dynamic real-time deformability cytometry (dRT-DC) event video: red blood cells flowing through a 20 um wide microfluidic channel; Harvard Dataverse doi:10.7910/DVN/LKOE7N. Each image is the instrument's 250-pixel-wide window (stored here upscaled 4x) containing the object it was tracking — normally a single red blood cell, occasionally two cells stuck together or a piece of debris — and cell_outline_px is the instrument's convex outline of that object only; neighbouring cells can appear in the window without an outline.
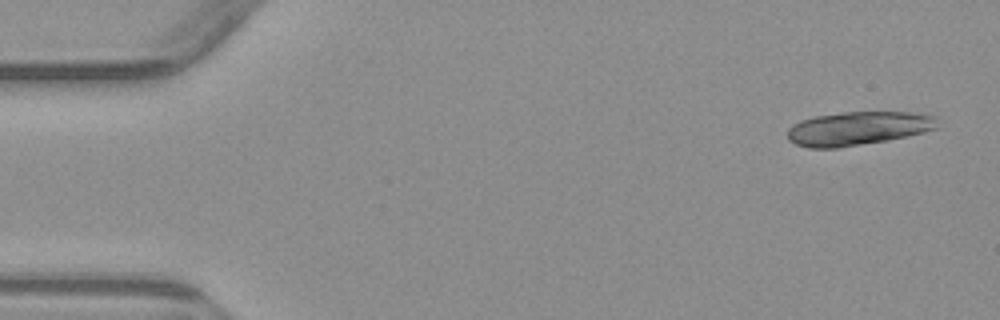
{"species": "common noctule bat (a hibernating species)", "species_latin": "Nyctalus noctula", "temperature_condition": "warm", "stored_images_in_passage": 6, "camera_frame_rate_fps": 3000, "um_per_image_px": 0.085, "animal": {"sex": "male", "body_mass_g": 23.1, "forearm_length_mm": 52.7}, "frame": {"image": 1, "passage_image": 1, "time_ms": 0.0, "image_size_px": [1000, 320], "cell_outline_px": [[940, 128], [924, 132], [888, 140], [840, 148], [808, 148], [796, 144], [788, 140], [788, 128], [792, 124], [800, 120], [816, 116], [844, 112], [912, 112], [936, 116]], "centroid_in_image_um": [72.94, 10.92], "position_along_channel_um": 12.1, "area_um2": 29.71}}
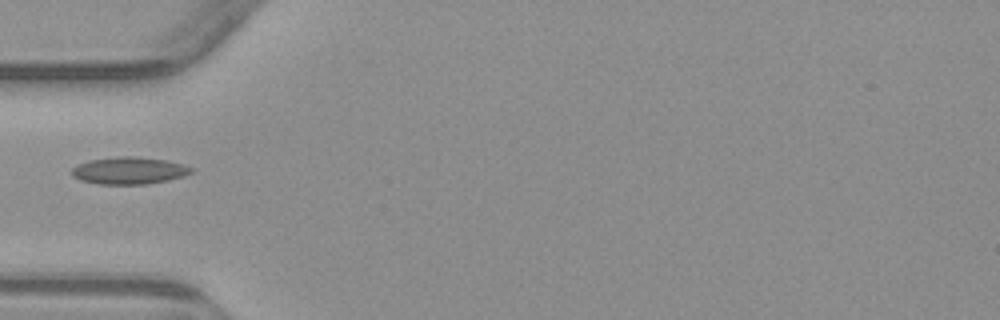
{"frame": {"image": 2, "passage_image": 5, "time_ms": 5.0, "image_size_px": [1000, 320], "cell_outline_px": [[196, 168], [192, 172], [184, 176], [168, 180], [144, 184], [100, 184], [80, 180], [72, 176], [72, 168], [88, 160], [120, 156], [132, 156], [164, 160], [184, 164]], "centroid_in_image_um": [11.0, 14.5], "position_along_channel_um": 74.0, "area_um2": 18.84}}
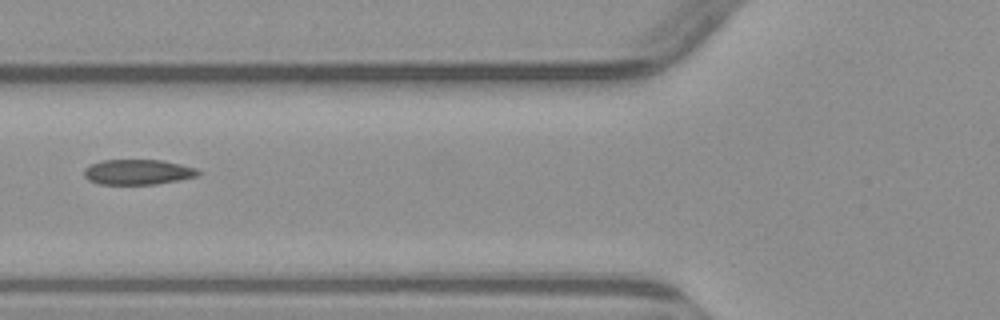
{"frame": {"image": 3, "passage_image": 6, "time_ms": 6.0, "image_size_px": [1000, 320], "cell_outline_px": [[200, 176], [180, 180], [156, 184], [100, 184], [88, 180], [84, 176], [84, 168], [100, 160], [164, 160], [196, 168], [200, 172]], "centroid_in_image_um": [11.74, 14.62], "position_along_channel_um": 114.1, "area_um2": 16.88}}